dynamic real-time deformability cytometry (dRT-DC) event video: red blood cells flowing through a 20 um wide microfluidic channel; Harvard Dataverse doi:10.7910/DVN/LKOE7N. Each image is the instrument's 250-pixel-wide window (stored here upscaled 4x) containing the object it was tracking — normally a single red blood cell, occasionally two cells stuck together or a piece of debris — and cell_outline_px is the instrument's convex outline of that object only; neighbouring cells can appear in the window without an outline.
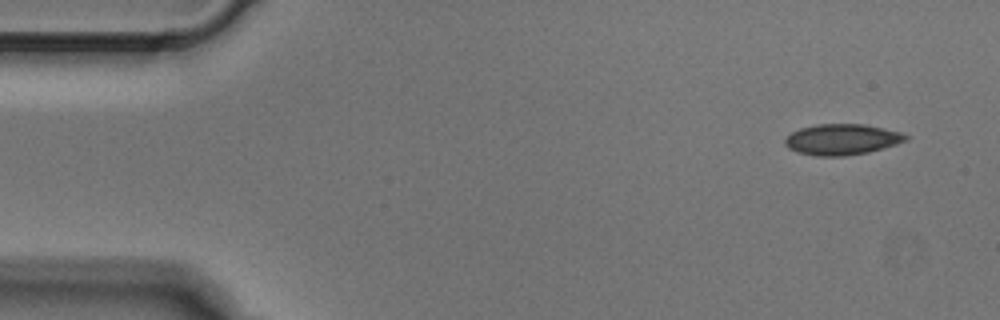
{"species": "Egyptian fruit bat (a non-hibernating species)", "species_latin": "Rousettus aegyptiacus", "temperature_condition": "cold", "stored_images_in_passage": 4, "segment_of_instrument_passage": [1, 2], "camera_frame_rate_fps": 3000, "um_per_image_px": 0.085, "animal": {"sex": "male"}, "frame": {"image": 1, "passage_image": 1, "time_ms": 0.0, "image_size_px": [1000, 320], "cell_outline_px": [[908, 140], [884, 148], [868, 152], [844, 156], [816, 156], [796, 152], [788, 148], [784, 144], [784, 140], [792, 132], [800, 128], [816, 124], [864, 124], [884, 128], [900, 132], [908, 136]], "centroid_in_image_um": [71.55, 11.85], "position_along_channel_um": 13.4, "area_um2": 21.79}}